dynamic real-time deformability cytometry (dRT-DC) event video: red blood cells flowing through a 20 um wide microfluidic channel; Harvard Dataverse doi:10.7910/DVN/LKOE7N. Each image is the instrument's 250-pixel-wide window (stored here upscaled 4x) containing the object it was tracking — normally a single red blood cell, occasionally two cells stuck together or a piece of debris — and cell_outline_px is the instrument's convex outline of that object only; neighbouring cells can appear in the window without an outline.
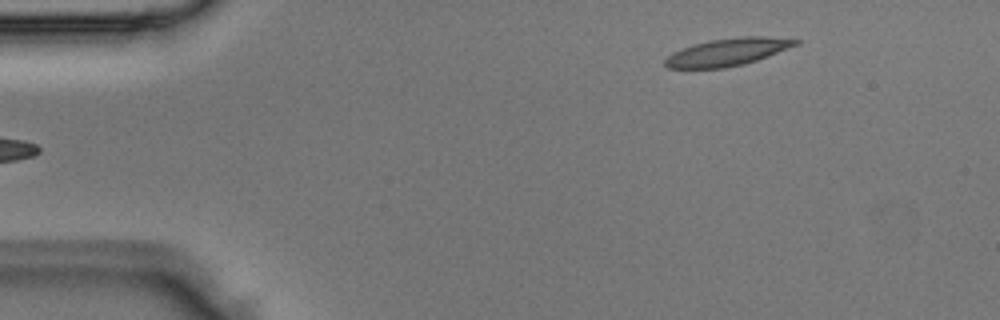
{"species": "Egyptian fruit bat (a non-hibernating species)", "species_latin": "Rousettus aegyptiacus", "temperature_condition": "room temperature", "stored_images_in_passage": 4, "camera_frame_rate_fps": 3000, "um_per_image_px": 0.085, "animal": {"sex": "male"}, "frame": {"image": 1, "passage_image": 4, "time_ms": 1.0, "image_size_px": [1000, 320], "cell_outline_px": [[800, 44], [768, 56], [744, 64], [724, 68], [668, 68], [664, 64], [664, 60], [672, 52], [680, 48], [712, 40], [744, 36], [764, 36], [800, 40]], "centroid_in_image_um": [61.85, 4.42], "position_along_channel_um": 23.2, "area_um2": 20.75}}